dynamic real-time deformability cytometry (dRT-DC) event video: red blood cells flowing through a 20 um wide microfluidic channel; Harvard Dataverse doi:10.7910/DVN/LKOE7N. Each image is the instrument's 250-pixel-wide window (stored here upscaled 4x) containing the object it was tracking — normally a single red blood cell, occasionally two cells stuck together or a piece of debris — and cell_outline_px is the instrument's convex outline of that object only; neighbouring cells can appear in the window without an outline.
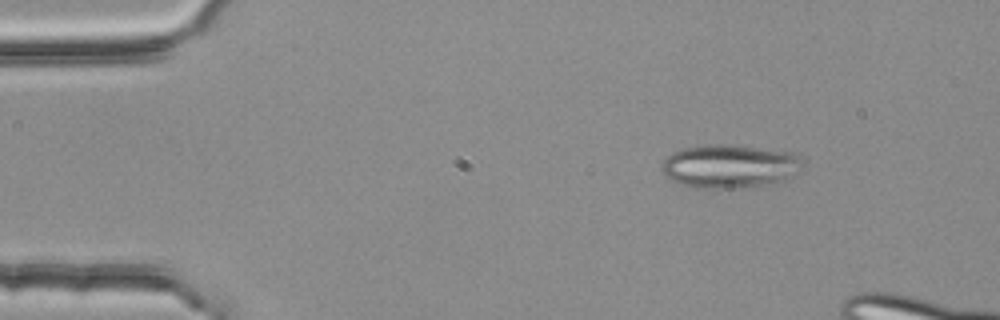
{"species": "common noctule bat (a hibernating species)", "species_latin": "Nyctalus noctula", "temperature_condition": "room temperature", "stored_images_in_passage": 5, "camera_frame_rate_fps": 3000, "um_per_image_px": 0.085, "animal": {"sex": "female", "body_mass_g": 25.1}, "frame": {"image": 1, "passage_image": 1, "time_ms": 0.0, "image_size_px": [1000, 320], "cell_outline_px": [[804, 160], [784, 180], [768, 184], [740, 188], [692, 188], [672, 180], [664, 176], [660, 168], [660, 164], [672, 152], [684, 148], [708, 144], [724, 144], [792, 152], [800, 156]], "centroid_in_image_um": [61.92, 14.13], "position_along_channel_um": 23.1, "area_um2": 35.43}}
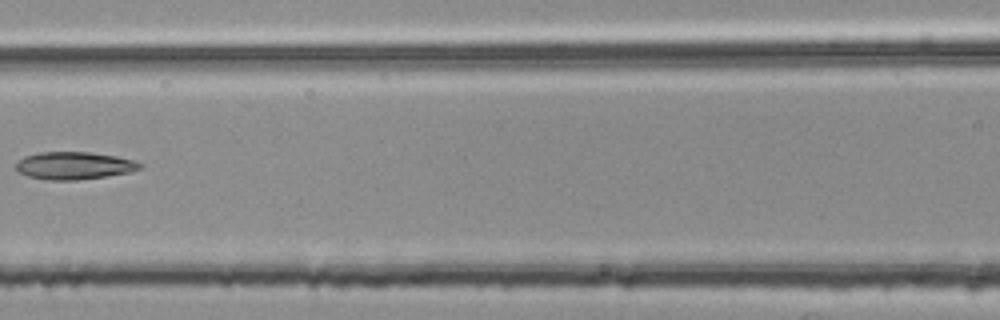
{"frame": {"image": 2, "passage_image": 5, "time_ms": 1.333, "image_size_px": [1000, 320], "cell_outline_px": [[144, 168], [132, 172], [76, 180], [48, 180], [28, 176], [20, 172], [16, 168], [16, 160], [24, 156], [40, 152], [88, 152], [116, 156], [136, 160], [144, 164]], "centroid_in_image_um": [6.34, 14.07], "position_along_channel_um": 160.3, "area_um2": 20.06}}